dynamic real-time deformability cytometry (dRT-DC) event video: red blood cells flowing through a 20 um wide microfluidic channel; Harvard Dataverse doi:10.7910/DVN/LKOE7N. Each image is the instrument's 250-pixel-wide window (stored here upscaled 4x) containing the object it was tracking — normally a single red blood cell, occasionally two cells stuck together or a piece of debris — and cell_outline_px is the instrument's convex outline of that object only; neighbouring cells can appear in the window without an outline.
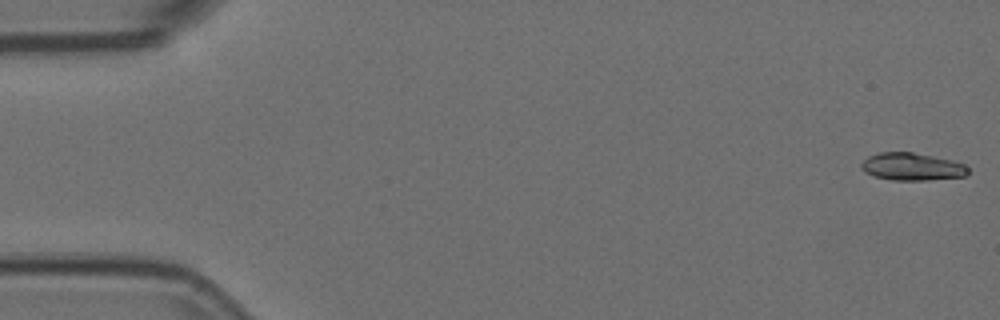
{"species": "Egyptian fruit bat (a non-hibernating species)", "species_latin": "Rousettus aegyptiacus", "temperature_condition": "room temperature", "stored_images_in_passage": 55, "camera_frame_rate_fps": 3000, "um_per_image_px": 0.085, "animal": {"sex": "female"}, "frame": {"image": 1, "passage_image": 1, "time_ms": 0.0, "image_size_px": [1000, 320], "cell_outline_px": [[968, 172], [964, 176], [928, 180], [892, 180], [872, 176], [864, 172], [860, 168], [860, 164], [868, 156], [880, 152], [912, 152], [952, 160], [964, 164], [968, 168]], "centroid_in_image_um": [77.47, 14.17], "position_along_channel_um": 7.5, "area_um2": 17.17}}
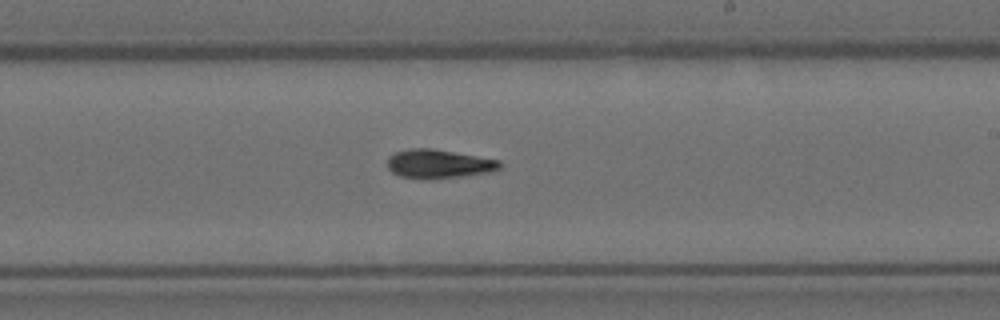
{"frame": {"image": 2, "passage_image": 32, "time_ms": 10.333, "image_size_px": [1000, 320], "cell_outline_px": [[504, 164], [500, 168], [488, 172], [464, 176], [432, 180], [424, 180], [400, 176], [392, 172], [388, 168], [388, 156], [396, 152], [408, 148], [432, 148], [500, 160]], "centroid_in_image_um": [37.28, 13.94], "position_along_channel_um": 251.7, "area_um2": 19.19}}
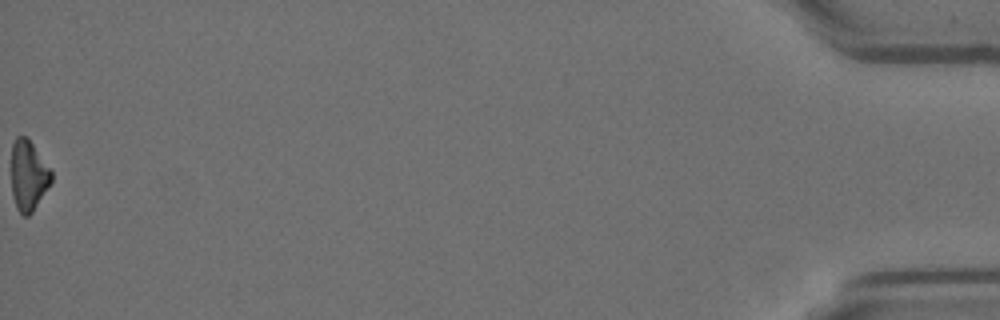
{"frame": {"image": 3, "passage_image": 55, "time_ms": 18.0, "image_size_px": [1000, 320], "cell_outline_px": [[52, 180], [32, 212], [28, 216], [24, 216], [16, 208], [12, 196], [12, 144], [16, 136], [24, 136], [32, 144], [52, 172]], "centroid_in_image_um": [2.39, 14.94], "position_along_channel_um": 432.8, "area_um2": 16.01}, "authors_computed_cell_mechanics": {"area_um2": 17.6868, "velocity_mm_per_s": 3.7221, "shape_relaxation_time_tau1_ms": 6.4192, "shape_relaxation_time_tau2_ms": null, "deformation_change_tau1": 0.1773, "deformation_change_tau2": null}}